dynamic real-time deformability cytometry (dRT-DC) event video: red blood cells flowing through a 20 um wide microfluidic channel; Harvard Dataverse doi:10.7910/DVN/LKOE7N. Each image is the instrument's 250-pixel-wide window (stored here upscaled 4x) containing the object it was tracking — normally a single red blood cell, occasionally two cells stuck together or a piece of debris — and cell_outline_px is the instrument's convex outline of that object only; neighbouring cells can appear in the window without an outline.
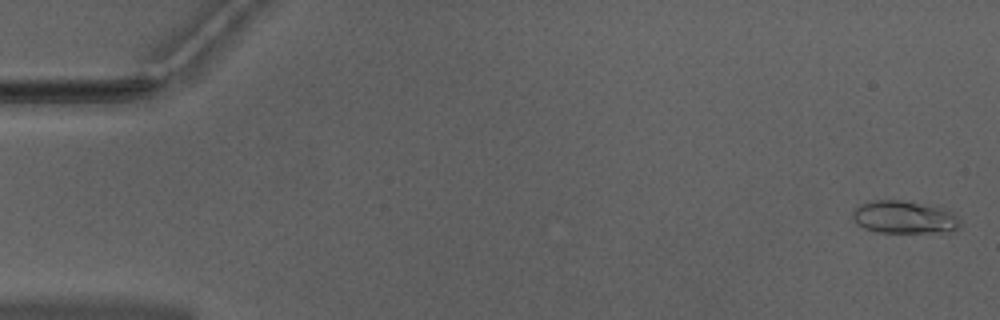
{"species": "Egyptian fruit bat (a non-hibernating species)", "species_latin": "Rousettus aegyptiacus", "temperature_condition": "warm", "stored_images_in_passage": 32, "camera_frame_rate_fps": 3000, "um_per_image_px": 0.085, "animal": {"sex": "male"}, "frame": {"image": 1, "passage_image": 2, "time_ms": 0.333, "image_size_px": [1000, 320], "cell_outline_px": [[960, 224], [956, 228], [928, 232], [876, 232], [864, 228], [852, 216], [852, 212], [856, 208], [864, 204], [876, 200], [900, 200], [940, 208], [952, 212], [960, 220]], "centroid_in_image_um": [76.82, 18.46], "position_along_channel_um": 8.2, "area_um2": 19.59}}
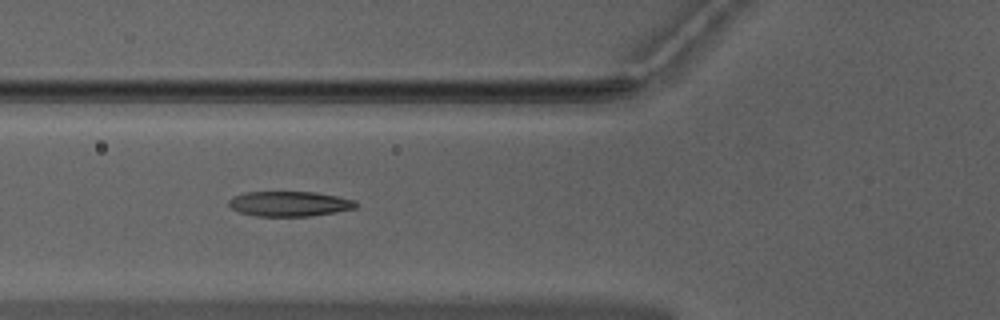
{"frame": {"image": 2, "passage_image": 20, "time_ms": 6.333, "image_size_px": [1000, 320], "cell_outline_px": [[360, 204], [356, 208], [336, 212], [308, 216], [256, 216], [240, 212], [232, 208], [228, 204], [228, 200], [232, 196], [248, 192], [316, 192], [356, 200]], "centroid_in_image_um": [24.63, 17.32], "position_along_channel_um": 101.2, "area_um2": 18.61}}
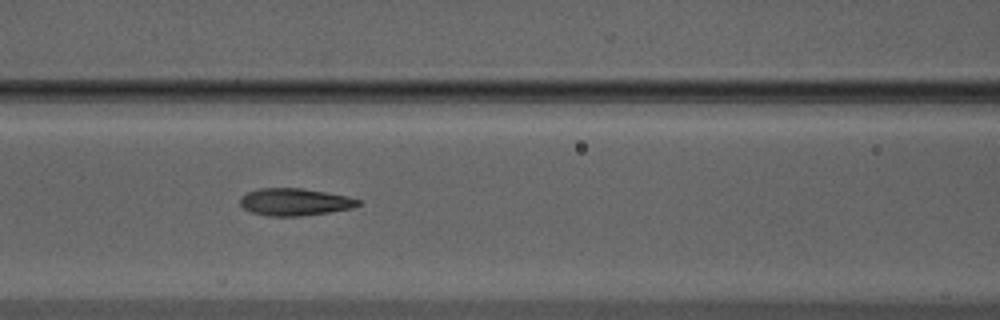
{"frame": {"image": 3, "passage_image": 23, "time_ms": 7.333, "image_size_px": [1000, 320], "cell_outline_px": [[360, 204], [352, 208], [328, 212], [300, 216], [268, 216], [252, 212], [244, 208], [240, 204], [240, 196], [248, 192], [260, 188], [300, 188], [348, 196], [360, 200]], "centroid_in_image_um": [25.03, 17.16], "position_along_channel_um": 141.6, "area_um2": 18.61}}